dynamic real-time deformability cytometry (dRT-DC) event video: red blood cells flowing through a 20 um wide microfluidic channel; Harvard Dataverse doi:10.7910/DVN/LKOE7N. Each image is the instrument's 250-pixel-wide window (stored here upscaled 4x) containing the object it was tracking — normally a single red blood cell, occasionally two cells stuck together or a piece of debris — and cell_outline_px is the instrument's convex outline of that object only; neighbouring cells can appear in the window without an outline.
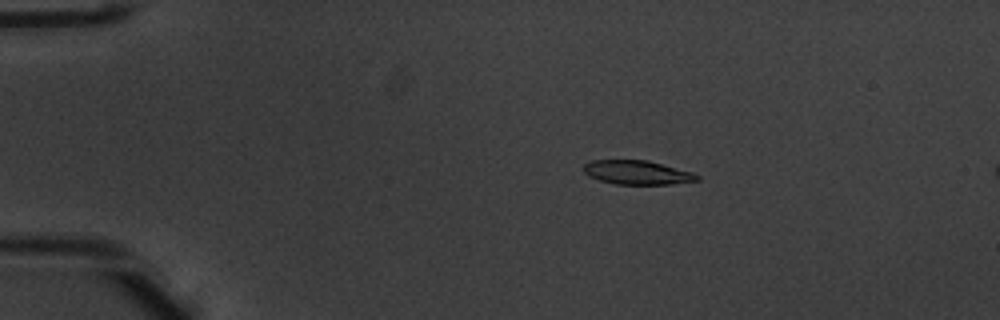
{"species": "common noctule bat (a hibernating species)", "species_latin": "Nyctalus noctula", "temperature_condition": "warm", "stored_images_in_passage": 16, "camera_frame_rate_fps": 3000, "um_per_image_px": 0.085, "animal": {"sex": "male", "body_mass_g": 20.1, "forearm_length_mm": 53.5}, "frame": {"image": 1, "passage_image": 10, "time_ms": 3.0, "image_size_px": [1000, 320], "cell_outline_px": [[700, 180], [668, 184], [616, 184], [600, 180], [588, 176], [584, 172], [584, 164], [592, 160], [648, 160], [692, 172], [700, 176]], "centroid_in_image_um": [54.16, 14.65], "position_along_channel_um": 30.8, "area_um2": 15.78}}